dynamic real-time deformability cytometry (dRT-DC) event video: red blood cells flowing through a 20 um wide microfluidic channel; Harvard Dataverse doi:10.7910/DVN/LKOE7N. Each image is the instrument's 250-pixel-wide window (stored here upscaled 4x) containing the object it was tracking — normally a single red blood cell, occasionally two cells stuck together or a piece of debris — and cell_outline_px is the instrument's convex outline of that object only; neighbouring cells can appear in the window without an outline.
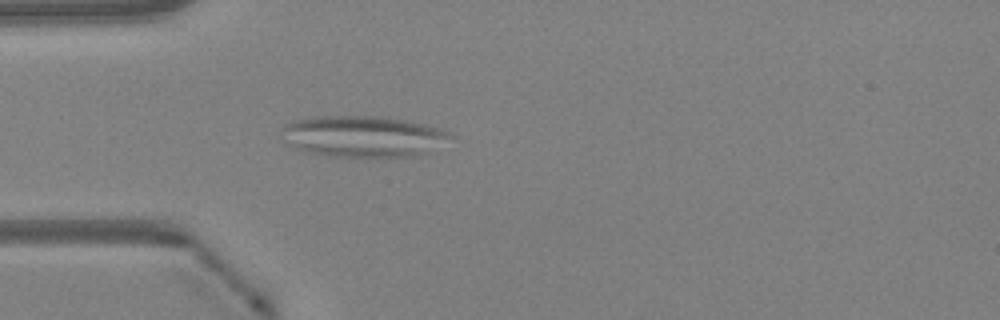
{"species": "Egyptian fruit bat (a non-hibernating species)", "species_latin": "Rousettus aegyptiacus", "temperature_condition": "warm", "stored_images_in_passage": 48, "camera_frame_rate_fps": 3000, "um_per_image_px": 0.085, "animal": {"sex": "female"}, "frame": {"image": 1, "passage_image": 14, "time_ms": 4.333, "image_size_px": [1000, 320], "cell_outline_px": [[452, 136], [428, 152], [416, 156], [328, 156], [304, 152], [288, 144], [280, 128], [284, 124], [296, 120], [316, 116], [388, 116], [424, 124], [440, 128], [448, 132]], "centroid_in_image_um": [30.82, 11.58], "position_along_channel_um": 54.2, "area_um2": 40.4}}
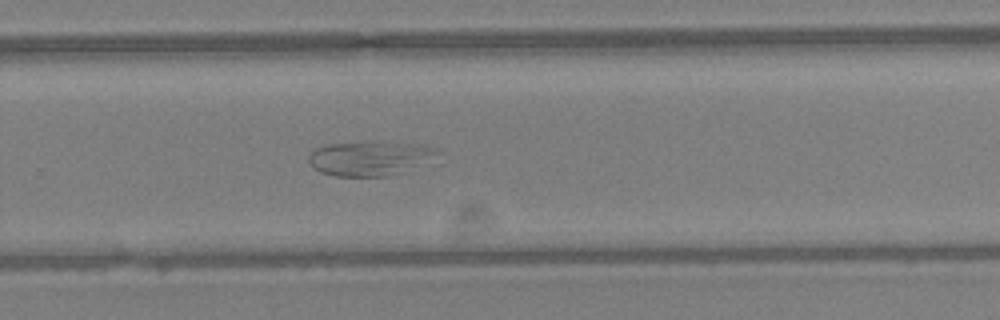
{"frame": {"image": 2, "passage_image": 32, "time_ms": 10.333, "image_size_px": [1000, 320], "cell_outline_px": [[440, 152], [388, 176], [336, 176], [320, 172], [312, 168], [308, 160], [308, 156], [316, 148], [328, 144], [376, 140], [416, 144], [436, 148]], "centroid_in_image_um": [31.27, 13.42], "position_along_channel_um": 298.5, "area_um2": 25.26}}
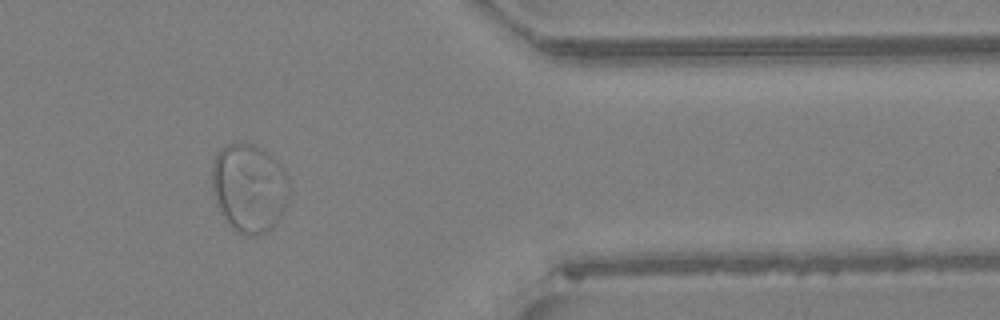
{"frame": {"image": 3, "passage_image": 40, "time_ms": 13.0, "image_size_px": [1000, 320], "cell_outline_px": [[288, 200], [276, 224], [272, 228], [256, 236], [252, 236], [240, 232], [232, 228], [224, 220], [216, 204], [212, 192], [212, 160], [216, 152], [220, 148], [228, 144], [240, 140], [252, 144], [268, 152], [280, 164], [288, 176]], "centroid_in_image_um": [21.15, 15.94], "position_along_channel_um": 390.3, "area_um2": 40.52}}